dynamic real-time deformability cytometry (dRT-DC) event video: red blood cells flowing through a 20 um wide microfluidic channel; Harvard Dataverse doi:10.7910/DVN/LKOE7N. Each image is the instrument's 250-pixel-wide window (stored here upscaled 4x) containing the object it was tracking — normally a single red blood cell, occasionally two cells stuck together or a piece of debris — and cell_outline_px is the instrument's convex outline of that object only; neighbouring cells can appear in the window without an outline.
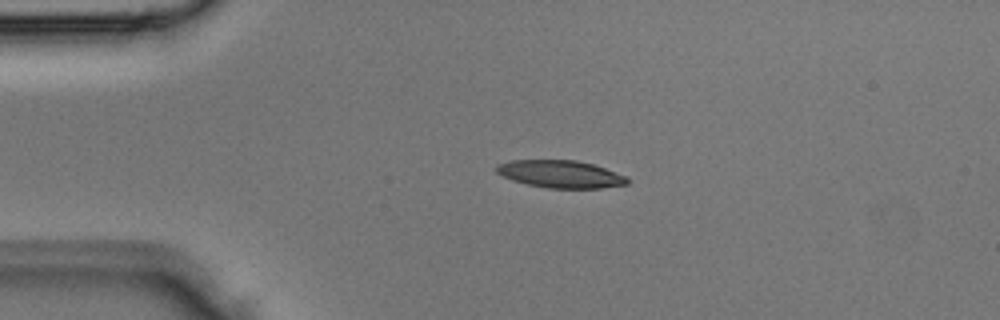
{"species": "Egyptian fruit bat (a non-hibernating species)", "species_latin": "Rousettus aegyptiacus", "temperature_condition": "room temperature", "stored_images_in_passage": 4, "camera_frame_rate_fps": 3000, "um_per_image_px": 0.085, "animal": {"sex": "male"}, "frame": {"image": 1, "passage_image": 3, "time_ms": 0.667, "image_size_px": [1000, 320], "cell_outline_px": [[628, 184], [600, 188], [548, 188], [528, 184], [512, 180], [496, 172], [496, 164], [512, 160], [576, 160], [592, 164], [628, 176]], "centroid_in_image_um": [47.65, 14.79], "position_along_channel_um": 37.4, "area_um2": 20.87}}